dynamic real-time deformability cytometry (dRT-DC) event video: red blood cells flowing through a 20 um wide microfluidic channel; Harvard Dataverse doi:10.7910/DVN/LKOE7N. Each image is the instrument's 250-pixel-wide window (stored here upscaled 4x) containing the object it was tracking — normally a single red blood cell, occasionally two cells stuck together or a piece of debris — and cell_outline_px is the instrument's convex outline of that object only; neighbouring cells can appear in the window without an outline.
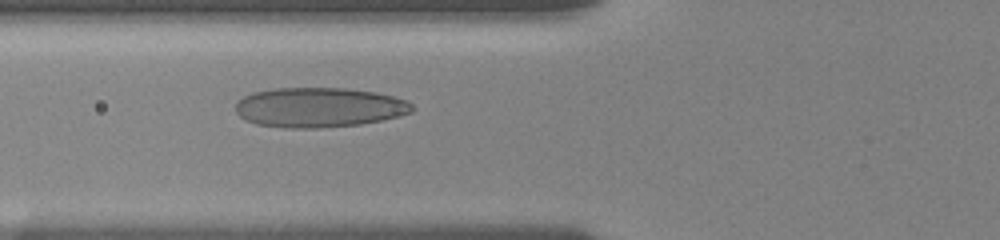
{"species": "human", "species_latin": "Homo sapiens", "temperature_condition": "room temperature", "stored_images_in_passage": 49, "camera_frame_rate_fps": 3000, "um_per_image_px": 0.085, "donor": {"sex": "female"}, "frame": {"image": 1, "passage_image": 16, "time_ms": 5.333, "image_size_px": [1000, 240], "cell_outline_px": [[416, 108], [412, 112], [400, 116], [360, 124], [316, 128], [284, 128], [256, 124], [244, 120], [236, 112], [236, 100], [252, 92], [276, 88], [344, 88], [376, 92], [408, 100]], "centroid_in_image_um": [27.11, 9.13], "position_along_channel_um": 98.7, "area_um2": 41.21}}
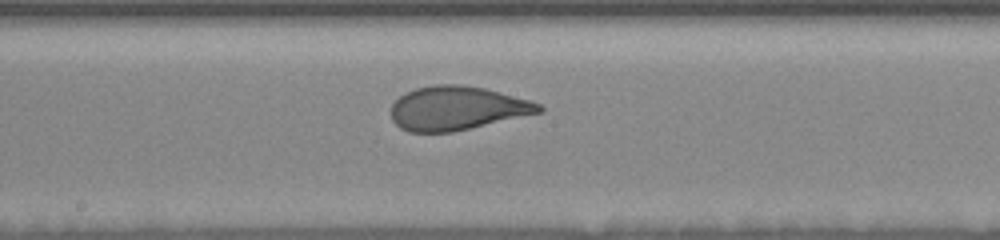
{"frame": {"image": 2, "passage_image": 25, "time_ms": 8.333, "image_size_px": [1000, 240], "cell_outline_px": [[544, 112], [472, 128], [452, 132], [408, 132], [400, 128], [392, 120], [392, 104], [400, 96], [416, 88], [436, 84], [464, 84], [484, 88], [532, 100], [540, 104], [544, 108]], "centroid_in_image_um": [38.89, 9.2], "position_along_channel_um": 209.3, "area_um2": 38.03}}
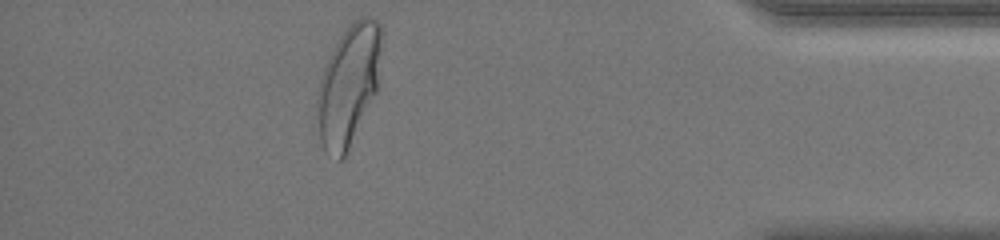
{"frame": {"image": 3, "passage_image": 43, "time_ms": 14.667, "image_size_px": [1000, 240], "cell_outline_px": [[380, 48], [376, 92], [344, 156], [340, 160], [336, 160], [324, 152], [320, 140], [316, 104], [316, 92], [328, 56], [340, 36], [348, 24], [352, 20], [360, 16], [372, 16], [380, 24]], "centroid_in_image_um": [29.58, 7.21], "position_along_channel_um": 405.6, "area_um2": 44.8}, "authors_computed_cell_mechanics": {"area_um2": 40.1132, "velocity_mm_per_s": 3.6693, "shape_relaxation_time_tau1_ms": 6.2721, "shape_relaxation_time_tau2_ms": null, "deformation_change_tau1": 0.2077, "deformation_change_tau2": null}}